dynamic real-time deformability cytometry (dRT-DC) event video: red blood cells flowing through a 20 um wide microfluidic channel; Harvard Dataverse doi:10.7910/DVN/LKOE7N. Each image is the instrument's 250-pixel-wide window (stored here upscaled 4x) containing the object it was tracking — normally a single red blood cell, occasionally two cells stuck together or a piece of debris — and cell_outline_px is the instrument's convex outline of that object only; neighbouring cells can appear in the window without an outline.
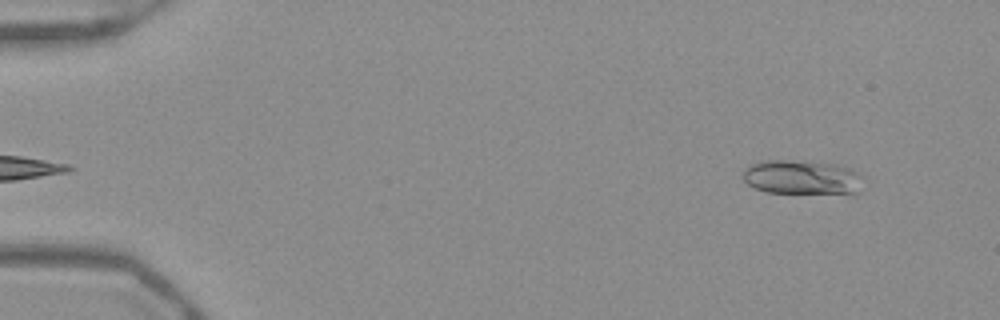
{"species": "Egyptian fruit bat (a non-hibernating species)", "species_latin": "Rousettus aegyptiacus", "temperature_condition": "warm", "stored_images_in_passage": 49, "camera_frame_rate_fps": 3000, "um_per_image_px": 0.085, "frame": {"image": 1, "passage_image": 2, "time_ms": 0.333, "image_size_px": [1000, 320], "cell_outline_px": [[864, 176], [860, 192], [856, 196], [852, 196], [764, 192], [748, 184], [744, 180], [740, 172], [744, 168], [760, 160], [812, 160], [836, 164], [848, 168]], "centroid_in_image_um": [68.25, 15.11], "position_along_channel_um": 16.8, "area_um2": 25.66}}
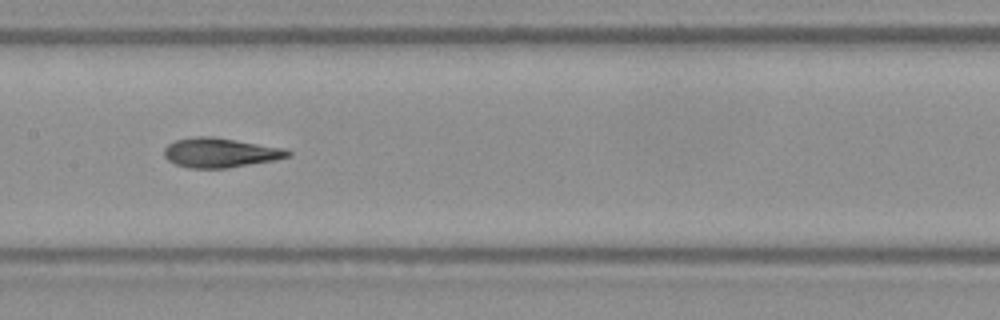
{"frame": {"image": 2, "passage_image": 24, "time_ms": 7.667, "image_size_px": [1000, 320], "cell_outline_px": [[292, 156], [276, 160], [228, 168], [188, 168], [176, 164], [168, 160], [164, 156], [164, 148], [168, 144], [176, 140], [196, 136], [212, 136], [284, 148], [292, 152]], "centroid_in_image_um": [18.74, 12.98], "position_along_channel_um": 188.7, "area_um2": 21.39}}
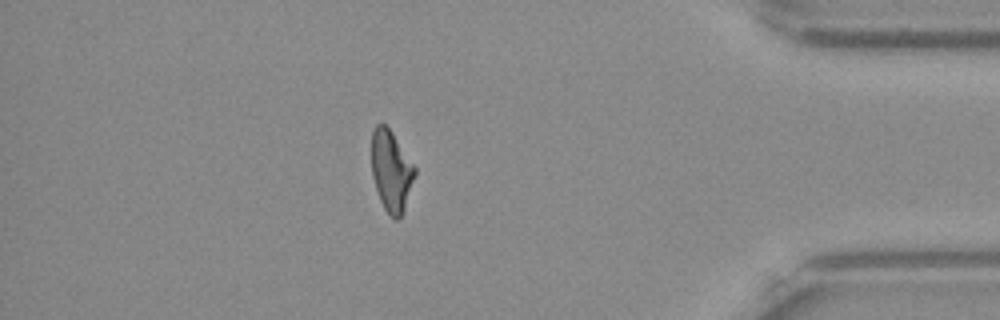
{"frame": {"image": 3, "passage_image": 43, "time_ms": 14.0, "image_size_px": [1000, 320], "cell_outline_px": [[416, 172], [404, 208], [400, 216], [396, 220], [384, 208], [380, 200], [372, 176], [372, 132], [376, 124], [384, 124], [392, 132], [416, 168]], "centroid_in_image_um": [33.24, 14.5], "position_along_channel_um": 402.0, "area_um2": 19.94}, "authors_computed_cell_mechanics": {"area_um2": 21.4438, "velocity_mm_per_s": 3.9241, "shape_relaxation_time_tau1_ms": 5.1252, "shape_relaxation_time_tau2_ms": 2.0488, "deformation_change_tau1": 0.1926, "deformation_change_tau2": 0.081}}